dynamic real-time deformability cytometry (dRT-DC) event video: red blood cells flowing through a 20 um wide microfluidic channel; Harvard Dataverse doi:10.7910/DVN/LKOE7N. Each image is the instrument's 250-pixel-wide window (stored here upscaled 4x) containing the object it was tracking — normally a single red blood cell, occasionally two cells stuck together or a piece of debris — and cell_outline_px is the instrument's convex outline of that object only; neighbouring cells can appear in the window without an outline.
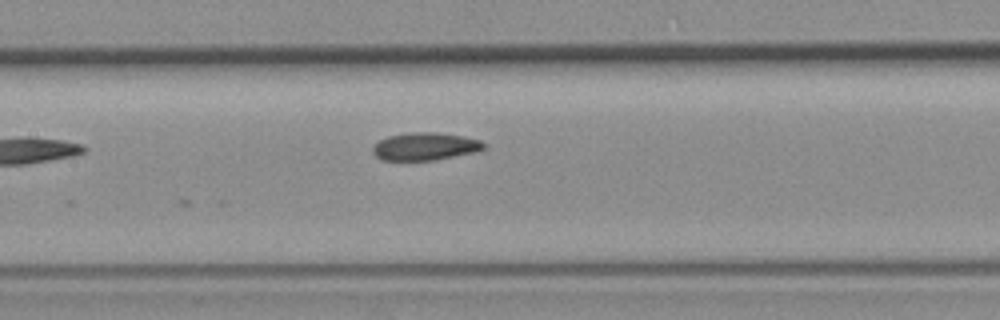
{"species": "common noctule bat (a hibernating species)", "species_latin": "Nyctalus noctula", "temperature_condition": "room temperature", "stored_images_in_passage": 7, "camera_frame_rate_fps": 3000, "um_per_image_px": 0.085, "animal": {"sex": "female", "body_mass_g": 19.3, "forearm_length_mm": 54.1}, "frame": {"image": 1, "passage_image": 7, "time_ms": 7.0, "image_size_px": [1000, 320], "cell_outline_px": [[484, 148], [476, 152], [436, 160], [380, 160], [372, 152], [372, 148], [380, 140], [388, 136], [412, 132], [436, 132], [464, 136], [480, 140], [484, 144]], "centroid_in_image_um": [36.13, 12.45], "position_along_channel_um": 171.3, "area_um2": 17.92}}